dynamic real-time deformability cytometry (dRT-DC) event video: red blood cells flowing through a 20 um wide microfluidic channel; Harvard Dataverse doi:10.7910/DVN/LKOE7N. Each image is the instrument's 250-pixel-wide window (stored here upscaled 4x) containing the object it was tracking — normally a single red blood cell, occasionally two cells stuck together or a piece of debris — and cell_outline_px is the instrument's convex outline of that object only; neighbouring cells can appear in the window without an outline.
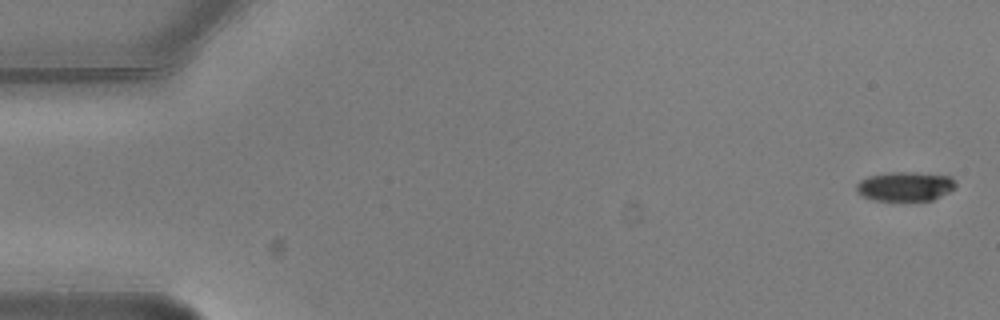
{"species": "common noctule bat (a hibernating species)", "species_latin": "Nyctalus noctula", "temperature_condition": "warm", "stored_images_in_passage": 7, "camera_frame_rate_fps": 3000, "um_per_image_px": 0.085, "animal": {"sex": "male", "body_mass_g": 20.5, "forearm_length_mm": 52.5}, "frame": {"image": 1, "passage_image": 1, "time_ms": 0.0, "image_size_px": [1000, 320], "cell_outline_px": [[956, 188], [932, 200], [872, 200], [860, 196], [856, 192], [856, 184], [860, 180], [868, 176], [888, 172], [916, 172], [952, 176], [956, 180]], "centroid_in_image_um": [76.93, 15.83], "position_along_channel_um": 8.1, "area_um2": 17.22}}
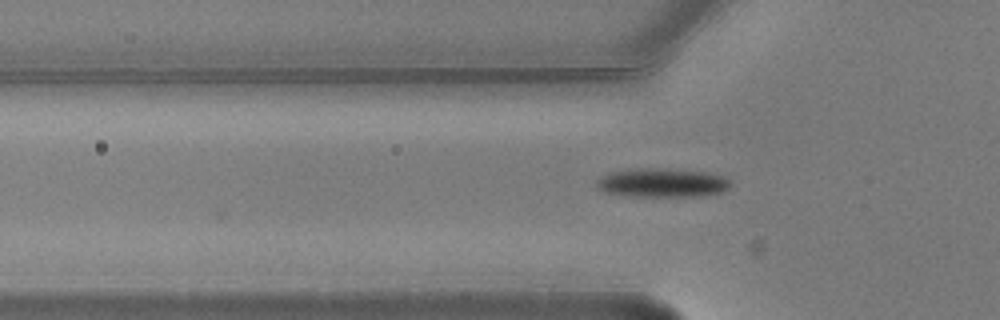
{"frame": {"image": 2, "passage_image": 5, "time_ms": 1.333, "image_size_px": [1000, 320], "cell_outline_px": [[732, 184], [728, 188], [720, 192], [704, 196], [636, 196], [608, 192], [596, 188], [596, 180], [600, 176], [608, 172], [636, 168], [664, 168], [704, 172], [724, 176]], "centroid_in_image_um": [56.27, 15.52], "position_along_channel_um": 69.5, "area_um2": 22.54}}
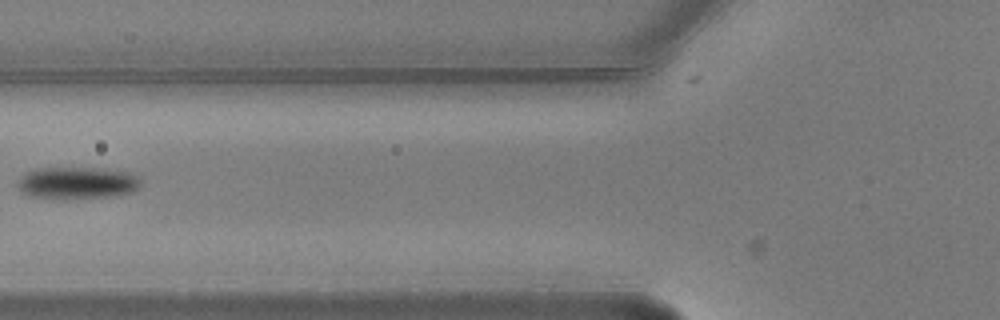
{"frame": {"image": 3, "passage_image": 6, "time_ms": 1.667, "image_size_px": [1000, 320], "cell_outline_px": [[140, 184], [132, 192], [112, 196], [28, 196], [20, 192], [16, 184], [16, 180], [24, 172], [36, 168], [104, 168], [128, 172], [136, 176], [140, 180]], "centroid_in_image_um": [6.5, 15.49], "position_along_channel_um": 119.3, "area_um2": 22.37}}